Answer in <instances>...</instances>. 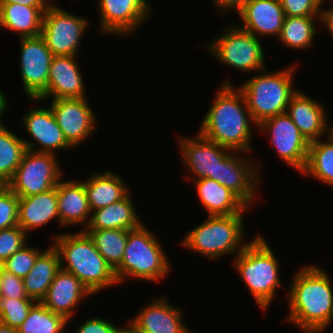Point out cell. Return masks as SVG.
Instances as JSON below:
<instances>
[{
	"label": "cell",
	"mask_w": 333,
	"mask_h": 333,
	"mask_svg": "<svg viewBox=\"0 0 333 333\" xmlns=\"http://www.w3.org/2000/svg\"><path fill=\"white\" fill-rule=\"evenodd\" d=\"M328 139L309 143L307 163L301 173L333 187V138L328 135Z\"/></svg>",
	"instance_id": "31"
},
{
	"label": "cell",
	"mask_w": 333,
	"mask_h": 333,
	"mask_svg": "<svg viewBox=\"0 0 333 333\" xmlns=\"http://www.w3.org/2000/svg\"><path fill=\"white\" fill-rule=\"evenodd\" d=\"M120 333H137L129 324H127Z\"/></svg>",
	"instance_id": "47"
},
{
	"label": "cell",
	"mask_w": 333,
	"mask_h": 333,
	"mask_svg": "<svg viewBox=\"0 0 333 333\" xmlns=\"http://www.w3.org/2000/svg\"><path fill=\"white\" fill-rule=\"evenodd\" d=\"M51 111L67 142L80 145L95 131L96 117L87 98L51 99Z\"/></svg>",
	"instance_id": "13"
},
{
	"label": "cell",
	"mask_w": 333,
	"mask_h": 333,
	"mask_svg": "<svg viewBox=\"0 0 333 333\" xmlns=\"http://www.w3.org/2000/svg\"><path fill=\"white\" fill-rule=\"evenodd\" d=\"M239 27L254 36L279 37L285 12L279 0H250L238 13Z\"/></svg>",
	"instance_id": "20"
},
{
	"label": "cell",
	"mask_w": 333,
	"mask_h": 333,
	"mask_svg": "<svg viewBox=\"0 0 333 333\" xmlns=\"http://www.w3.org/2000/svg\"><path fill=\"white\" fill-rule=\"evenodd\" d=\"M199 202L209 216L243 214L249 208L234 192L210 178L195 180Z\"/></svg>",
	"instance_id": "24"
},
{
	"label": "cell",
	"mask_w": 333,
	"mask_h": 333,
	"mask_svg": "<svg viewBox=\"0 0 333 333\" xmlns=\"http://www.w3.org/2000/svg\"><path fill=\"white\" fill-rule=\"evenodd\" d=\"M77 56H54L51 62L46 92L39 99L40 102L48 98H84L85 87ZM81 73V74H80Z\"/></svg>",
	"instance_id": "18"
},
{
	"label": "cell",
	"mask_w": 333,
	"mask_h": 333,
	"mask_svg": "<svg viewBox=\"0 0 333 333\" xmlns=\"http://www.w3.org/2000/svg\"><path fill=\"white\" fill-rule=\"evenodd\" d=\"M256 236L236 255L233 265L257 305L266 311L275 298L276 290L282 286L280 266L264 237L258 234Z\"/></svg>",
	"instance_id": "4"
},
{
	"label": "cell",
	"mask_w": 333,
	"mask_h": 333,
	"mask_svg": "<svg viewBox=\"0 0 333 333\" xmlns=\"http://www.w3.org/2000/svg\"><path fill=\"white\" fill-rule=\"evenodd\" d=\"M285 16L325 17V9L316 0H279ZM322 9V10H321Z\"/></svg>",
	"instance_id": "39"
},
{
	"label": "cell",
	"mask_w": 333,
	"mask_h": 333,
	"mask_svg": "<svg viewBox=\"0 0 333 333\" xmlns=\"http://www.w3.org/2000/svg\"><path fill=\"white\" fill-rule=\"evenodd\" d=\"M324 24V17H293L286 16L278 37L281 43L291 49H307L313 46L316 20ZM315 21V22H314ZM315 34V35H314Z\"/></svg>",
	"instance_id": "30"
},
{
	"label": "cell",
	"mask_w": 333,
	"mask_h": 333,
	"mask_svg": "<svg viewBox=\"0 0 333 333\" xmlns=\"http://www.w3.org/2000/svg\"><path fill=\"white\" fill-rule=\"evenodd\" d=\"M57 156L52 153H24L13 178L6 184L19 198L53 189L63 178Z\"/></svg>",
	"instance_id": "9"
},
{
	"label": "cell",
	"mask_w": 333,
	"mask_h": 333,
	"mask_svg": "<svg viewBox=\"0 0 333 333\" xmlns=\"http://www.w3.org/2000/svg\"><path fill=\"white\" fill-rule=\"evenodd\" d=\"M8 108V103L5 94L0 90V126H4L3 121L1 119L3 113Z\"/></svg>",
	"instance_id": "45"
},
{
	"label": "cell",
	"mask_w": 333,
	"mask_h": 333,
	"mask_svg": "<svg viewBox=\"0 0 333 333\" xmlns=\"http://www.w3.org/2000/svg\"><path fill=\"white\" fill-rule=\"evenodd\" d=\"M83 184L92 212L123 199L130 191L123 179L112 171L93 174Z\"/></svg>",
	"instance_id": "28"
},
{
	"label": "cell",
	"mask_w": 333,
	"mask_h": 333,
	"mask_svg": "<svg viewBox=\"0 0 333 333\" xmlns=\"http://www.w3.org/2000/svg\"><path fill=\"white\" fill-rule=\"evenodd\" d=\"M316 1L322 5L324 3L323 1H325V0H316Z\"/></svg>",
	"instance_id": "50"
},
{
	"label": "cell",
	"mask_w": 333,
	"mask_h": 333,
	"mask_svg": "<svg viewBox=\"0 0 333 333\" xmlns=\"http://www.w3.org/2000/svg\"><path fill=\"white\" fill-rule=\"evenodd\" d=\"M179 142L183 164L191 176L194 175L192 179L210 178L216 181L218 163L232 150L205 138L199 132L191 139L179 137Z\"/></svg>",
	"instance_id": "16"
},
{
	"label": "cell",
	"mask_w": 333,
	"mask_h": 333,
	"mask_svg": "<svg viewBox=\"0 0 333 333\" xmlns=\"http://www.w3.org/2000/svg\"><path fill=\"white\" fill-rule=\"evenodd\" d=\"M147 228L142 224L128 232L123 260L114 270L118 283L126 277L160 281L170 271L167 254L154 233Z\"/></svg>",
	"instance_id": "6"
},
{
	"label": "cell",
	"mask_w": 333,
	"mask_h": 333,
	"mask_svg": "<svg viewBox=\"0 0 333 333\" xmlns=\"http://www.w3.org/2000/svg\"><path fill=\"white\" fill-rule=\"evenodd\" d=\"M50 1L52 0H0V4H20L29 7H49L52 4Z\"/></svg>",
	"instance_id": "43"
},
{
	"label": "cell",
	"mask_w": 333,
	"mask_h": 333,
	"mask_svg": "<svg viewBox=\"0 0 333 333\" xmlns=\"http://www.w3.org/2000/svg\"><path fill=\"white\" fill-rule=\"evenodd\" d=\"M51 245L37 256L32 270L23 279L27 297L36 302L45 298L55 275L61 269L58 250Z\"/></svg>",
	"instance_id": "26"
},
{
	"label": "cell",
	"mask_w": 333,
	"mask_h": 333,
	"mask_svg": "<svg viewBox=\"0 0 333 333\" xmlns=\"http://www.w3.org/2000/svg\"><path fill=\"white\" fill-rule=\"evenodd\" d=\"M243 214L228 216H209L202 224L193 228L182 238V246L188 250L218 259L228 254L237 255L248 244L244 240Z\"/></svg>",
	"instance_id": "7"
},
{
	"label": "cell",
	"mask_w": 333,
	"mask_h": 333,
	"mask_svg": "<svg viewBox=\"0 0 333 333\" xmlns=\"http://www.w3.org/2000/svg\"><path fill=\"white\" fill-rule=\"evenodd\" d=\"M231 152L218 163L216 181L230 189L248 207H251L257 198L258 187H260L258 166L249 158L240 157L242 155L239 154L240 152L234 150Z\"/></svg>",
	"instance_id": "14"
},
{
	"label": "cell",
	"mask_w": 333,
	"mask_h": 333,
	"mask_svg": "<svg viewBox=\"0 0 333 333\" xmlns=\"http://www.w3.org/2000/svg\"><path fill=\"white\" fill-rule=\"evenodd\" d=\"M97 4L101 16L100 31L123 37L134 35L152 10L147 0H98Z\"/></svg>",
	"instance_id": "15"
},
{
	"label": "cell",
	"mask_w": 333,
	"mask_h": 333,
	"mask_svg": "<svg viewBox=\"0 0 333 333\" xmlns=\"http://www.w3.org/2000/svg\"><path fill=\"white\" fill-rule=\"evenodd\" d=\"M48 7L0 4V27L17 32L20 38L41 35L43 14Z\"/></svg>",
	"instance_id": "29"
},
{
	"label": "cell",
	"mask_w": 333,
	"mask_h": 333,
	"mask_svg": "<svg viewBox=\"0 0 333 333\" xmlns=\"http://www.w3.org/2000/svg\"><path fill=\"white\" fill-rule=\"evenodd\" d=\"M124 328H117L112 322L101 318H91L79 326L75 333H120Z\"/></svg>",
	"instance_id": "41"
},
{
	"label": "cell",
	"mask_w": 333,
	"mask_h": 333,
	"mask_svg": "<svg viewBox=\"0 0 333 333\" xmlns=\"http://www.w3.org/2000/svg\"><path fill=\"white\" fill-rule=\"evenodd\" d=\"M106 262L115 270L122 262L128 232L123 229L84 230Z\"/></svg>",
	"instance_id": "33"
},
{
	"label": "cell",
	"mask_w": 333,
	"mask_h": 333,
	"mask_svg": "<svg viewBox=\"0 0 333 333\" xmlns=\"http://www.w3.org/2000/svg\"><path fill=\"white\" fill-rule=\"evenodd\" d=\"M55 218L60 224L57 186L37 195L19 198L18 226L27 234Z\"/></svg>",
	"instance_id": "25"
},
{
	"label": "cell",
	"mask_w": 333,
	"mask_h": 333,
	"mask_svg": "<svg viewBox=\"0 0 333 333\" xmlns=\"http://www.w3.org/2000/svg\"><path fill=\"white\" fill-rule=\"evenodd\" d=\"M128 193L123 199L93 211L85 230L123 229L134 230L142 225Z\"/></svg>",
	"instance_id": "27"
},
{
	"label": "cell",
	"mask_w": 333,
	"mask_h": 333,
	"mask_svg": "<svg viewBox=\"0 0 333 333\" xmlns=\"http://www.w3.org/2000/svg\"><path fill=\"white\" fill-rule=\"evenodd\" d=\"M35 303L36 301L33 299L2 298L0 322L18 328L27 319L28 313Z\"/></svg>",
	"instance_id": "35"
},
{
	"label": "cell",
	"mask_w": 333,
	"mask_h": 333,
	"mask_svg": "<svg viewBox=\"0 0 333 333\" xmlns=\"http://www.w3.org/2000/svg\"><path fill=\"white\" fill-rule=\"evenodd\" d=\"M27 233L15 226L0 230V265L26 245Z\"/></svg>",
	"instance_id": "38"
},
{
	"label": "cell",
	"mask_w": 333,
	"mask_h": 333,
	"mask_svg": "<svg viewBox=\"0 0 333 333\" xmlns=\"http://www.w3.org/2000/svg\"><path fill=\"white\" fill-rule=\"evenodd\" d=\"M163 296L146 305L128 324L137 333H190L184 325L182 310Z\"/></svg>",
	"instance_id": "19"
},
{
	"label": "cell",
	"mask_w": 333,
	"mask_h": 333,
	"mask_svg": "<svg viewBox=\"0 0 333 333\" xmlns=\"http://www.w3.org/2000/svg\"><path fill=\"white\" fill-rule=\"evenodd\" d=\"M69 321L62 315L53 313L41 302L30 309L27 319L17 328L18 333H64Z\"/></svg>",
	"instance_id": "34"
},
{
	"label": "cell",
	"mask_w": 333,
	"mask_h": 333,
	"mask_svg": "<svg viewBox=\"0 0 333 333\" xmlns=\"http://www.w3.org/2000/svg\"><path fill=\"white\" fill-rule=\"evenodd\" d=\"M332 138H333V125L329 127V133H328Z\"/></svg>",
	"instance_id": "49"
},
{
	"label": "cell",
	"mask_w": 333,
	"mask_h": 333,
	"mask_svg": "<svg viewBox=\"0 0 333 333\" xmlns=\"http://www.w3.org/2000/svg\"><path fill=\"white\" fill-rule=\"evenodd\" d=\"M19 197L7 186L0 185V230L18 225Z\"/></svg>",
	"instance_id": "37"
},
{
	"label": "cell",
	"mask_w": 333,
	"mask_h": 333,
	"mask_svg": "<svg viewBox=\"0 0 333 333\" xmlns=\"http://www.w3.org/2000/svg\"><path fill=\"white\" fill-rule=\"evenodd\" d=\"M24 115V128L33 141L39 145L37 149L34 142L24 139L23 141L28 150L56 155V150L58 151V149L69 150V148H72L58 126L50 107L49 109L34 107Z\"/></svg>",
	"instance_id": "17"
},
{
	"label": "cell",
	"mask_w": 333,
	"mask_h": 333,
	"mask_svg": "<svg viewBox=\"0 0 333 333\" xmlns=\"http://www.w3.org/2000/svg\"><path fill=\"white\" fill-rule=\"evenodd\" d=\"M52 241L60 255L61 269L77 277L92 294L116 283L118 285L114 270L85 231L58 234Z\"/></svg>",
	"instance_id": "3"
},
{
	"label": "cell",
	"mask_w": 333,
	"mask_h": 333,
	"mask_svg": "<svg viewBox=\"0 0 333 333\" xmlns=\"http://www.w3.org/2000/svg\"><path fill=\"white\" fill-rule=\"evenodd\" d=\"M27 246V244L24 245L1 264L4 270L22 279L32 270L35 259L42 252L38 248Z\"/></svg>",
	"instance_id": "36"
},
{
	"label": "cell",
	"mask_w": 333,
	"mask_h": 333,
	"mask_svg": "<svg viewBox=\"0 0 333 333\" xmlns=\"http://www.w3.org/2000/svg\"><path fill=\"white\" fill-rule=\"evenodd\" d=\"M58 215L60 226L89 225L92 211L82 181H63L57 184Z\"/></svg>",
	"instance_id": "23"
},
{
	"label": "cell",
	"mask_w": 333,
	"mask_h": 333,
	"mask_svg": "<svg viewBox=\"0 0 333 333\" xmlns=\"http://www.w3.org/2000/svg\"><path fill=\"white\" fill-rule=\"evenodd\" d=\"M20 72L26 96L39 99L47 89L54 55L41 35L20 39Z\"/></svg>",
	"instance_id": "12"
},
{
	"label": "cell",
	"mask_w": 333,
	"mask_h": 333,
	"mask_svg": "<svg viewBox=\"0 0 333 333\" xmlns=\"http://www.w3.org/2000/svg\"><path fill=\"white\" fill-rule=\"evenodd\" d=\"M27 151L22 138L0 126V185H6L14 176Z\"/></svg>",
	"instance_id": "32"
},
{
	"label": "cell",
	"mask_w": 333,
	"mask_h": 333,
	"mask_svg": "<svg viewBox=\"0 0 333 333\" xmlns=\"http://www.w3.org/2000/svg\"><path fill=\"white\" fill-rule=\"evenodd\" d=\"M93 294L72 273L60 269L53 279L41 303L53 313L64 316L68 321L74 317L77 304Z\"/></svg>",
	"instance_id": "22"
},
{
	"label": "cell",
	"mask_w": 333,
	"mask_h": 333,
	"mask_svg": "<svg viewBox=\"0 0 333 333\" xmlns=\"http://www.w3.org/2000/svg\"><path fill=\"white\" fill-rule=\"evenodd\" d=\"M314 265L300 268L288 292L289 311L286 321L304 333H322L333 320L331 278Z\"/></svg>",
	"instance_id": "2"
},
{
	"label": "cell",
	"mask_w": 333,
	"mask_h": 333,
	"mask_svg": "<svg viewBox=\"0 0 333 333\" xmlns=\"http://www.w3.org/2000/svg\"><path fill=\"white\" fill-rule=\"evenodd\" d=\"M250 0H213L214 4L221 11V14L228 13L231 10L236 11L238 14L239 11L249 2ZM227 11V12H226ZM224 12V13H223Z\"/></svg>",
	"instance_id": "42"
},
{
	"label": "cell",
	"mask_w": 333,
	"mask_h": 333,
	"mask_svg": "<svg viewBox=\"0 0 333 333\" xmlns=\"http://www.w3.org/2000/svg\"><path fill=\"white\" fill-rule=\"evenodd\" d=\"M2 300V294H1V265H0V304Z\"/></svg>",
	"instance_id": "48"
},
{
	"label": "cell",
	"mask_w": 333,
	"mask_h": 333,
	"mask_svg": "<svg viewBox=\"0 0 333 333\" xmlns=\"http://www.w3.org/2000/svg\"><path fill=\"white\" fill-rule=\"evenodd\" d=\"M1 294L2 298L11 299H31L25 292L24 281L22 278L7 272L1 265Z\"/></svg>",
	"instance_id": "40"
},
{
	"label": "cell",
	"mask_w": 333,
	"mask_h": 333,
	"mask_svg": "<svg viewBox=\"0 0 333 333\" xmlns=\"http://www.w3.org/2000/svg\"><path fill=\"white\" fill-rule=\"evenodd\" d=\"M324 26H326L327 31L333 36V8L325 9Z\"/></svg>",
	"instance_id": "44"
},
{
	"label": "cell",
	"mask_w": 333,
	"mask_h": 333,
	"mask_svg": "<svg viewBox=\"0 0 333 333\" xmlns=\"http://www.w3.org/2000/svg\"><path fill=\"white\" fill-rule=\"evenodd\" d=\"M294 68L289 66L284 68L285 71L281 69L276 73L264 69L238 87L256 125L267 118L286 113L291 97L298 91L292 84Z\"/></svg>",
	"instance_id": "5"
},
{
	"label": "cell",
	"mask_w": 333,
	"mask_h": 333,
	"mask_svg": "<svg viewBox=\"0 0 333 333\" xmlns=\"http://www.w3.org/2000/svg\"><path fill=\"white\" fill-rule=\"evenodd\" d=\"M199 133L220 146L243 153L251 152L253 121L243 93L224 81L204 116Z\"/></svg>",
	"instance_id": "1"
},
{
	"label": "cell",
	"mask_w": 333,
	"mask_h": 333,
	"mask_svg": "<svg viewBox=\"0 0 333 333\" xmlns=\"http://www.w3.org/2000/svg\"><path fill=\"white\" fill-rule=\"evenodd\" d=\"M257 128L266 131V134L269 132L270 143L272 142L282 161L299 173L304 170L310 142L300 133L287 113L267 118Z\"/></svg>",
	"instance_id": "11"
},
{
	"label": "cell",
	"mask_w": 333,
	"mask_h": 333,
	"mask_svg": "<svg viewBox=\"0 0 333 333\" xmlns=\"http://www.w3.org/2000/svg\"><path fill=\"white\" fill-rule=\"evenodd\" d=\"M260 38L241 29L229 26L208 47L219 62L242 72H257L267 69Z\"/></svg>",
	"instance_id": "8"
},
{
	"label": "cell",
	"mask_w": 333,
	"mask_h": 333,
	"mask_svg": "<svg viewBox=\"0 0 333 333\" xmlns=\"http://www.w3.org/2000/svg\"><path fill=\"white\" fill-rule=\"evenodd\" d=\"M87 28L86 18L60 9L52 2L43 14L41 36L54 56H77Z\"/></svg>",
	"instance_id": "10"
},
{
	"label": "cell",
	"mask_w": 333,
	"mask_h": 333,
	"mask_svg": "<svg viewBox=\"0 0 333 333\" xmlns=\"http://www.w3.org/2000/svg\"><path fill=\"white\" fill-rule=\"evenodd\" d=\"M0 333H18L17 328L10 327L0 322Z\"/></svg>",
	"instance_id": "46"
},
{
	"label": "cell",
	"mask_w": 333,
	"mask_h": 333,
	"mask_svg": "<svg viewBox=\"0 0 333 333\" xmlns=\"http://www.w3.org/2000/svg\"><path fill=\"white\" fill-rule=\"evenodd\" d=\"M298 91L291 97L286 113L297 126L300 133L309 141L321 139L329 133L326 111L322 104ZM327 132V133H326Z\"/></svg>",
	"instance_id": "21"
}]
</instances>
